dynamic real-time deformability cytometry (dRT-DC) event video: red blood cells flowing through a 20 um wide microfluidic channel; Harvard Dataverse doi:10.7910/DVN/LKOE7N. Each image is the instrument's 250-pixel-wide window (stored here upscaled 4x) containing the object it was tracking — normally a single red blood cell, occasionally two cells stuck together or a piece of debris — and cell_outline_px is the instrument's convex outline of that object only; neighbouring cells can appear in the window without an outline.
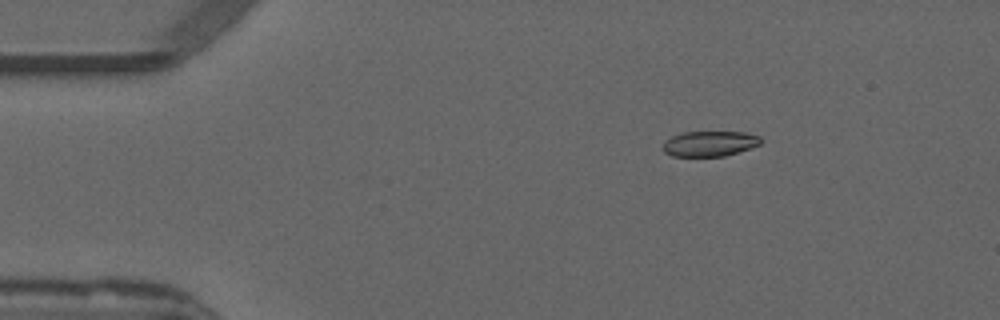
{"species": "common noctule bat (a hibernating species)", "species_latin": "Nyctalus noctula", "temperature_condition": "warm", "stored_images_in_passage": 7, "camera_frame_rate_fps": 3000, "um_per_image_px": 0.085, "animal": {"sex": "male", "forearm_length_mm": 52.5}, "frame": {"image": 1, "passage_image": 1, "time_ms": 0.0, "image_size_px": [1000, 320], "cell_outline_px": [[764, 140], [760, 144], [724, 156], [672, 156], [664, 152], [664, 140], [672, 136], [684, 132], [748, 132], [760, 136]], "centroid_in_image_um": [60.34, 12.2], "position_along_channel_um": 24.7, "area_um2": 14.39}}